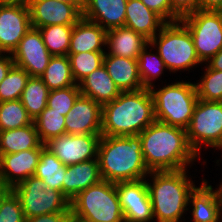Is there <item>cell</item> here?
<instances>
[{
	"mask_svg": "<svg viewBox=\"0 0 222 222\" xmlns=\"http://www.w3.org/2000/svg\"><path fill=\"white\" fill-rule=\"evenodd\" d=\"M139 137L142 141L143 158L150 172L198 168V165H204V160L191 148L184 128L155 120Z\"/></svg>",
	"mask_w": 222,
	"mask_h": 222,
	"instance_id": "obj_1",
	"label": "cell"
},
{
	"mask_svg": "<svg viewBox=\"0 0 222 222\" xmlns=\"http://www.w3.org/2000/svg\"><path fill=\"white\" fill-rule=\"evenodd\" d=\"M204 174V165H200L199 168L150 172L145 181L154 221L185 222L190 193L204 179Z\"/></svg>",
	"mask_w": 222,
	"mask_h": 222,
	"instance_id": "obj_2",
	"label": "cell"
},
{
	"mask_svg": "<svg viewBox=\"0 0 222 222\" xmlns=\"http://www.w3.org/2000/svg\"><path fill=\"white\" fill-rule=\"evenodd\" d=\"M155 120L150 89L121 92L102 106L101 136L139 135Z\"/></svg>",
	"mask_w": 222,
	"mask_h": 222,
	"instance_id": "obj_3",
	"label": "cell"
},
{
	"mask_svg": "<svg viewBox=\"0 0 222 222\" xmlns=\"http://www.w3.org/2000/svg\"><path fill=\"white\" fill-rule=\"evenodd\" d=\"M100 174L108 182H127L145 179L148 170L139 135L101 136L98 144Z\"/></svg>",
	"mask_w": 222,
	"mask_h": 222,
	"instance_id": "obj_4",
	"label": "cell"
},
{
	"mask_svg": "<svg viewBox=\"0 0 222 222\" xmlns=\"http://www.w3.org/2000/svg\"><path fill=\"white\" fill-rule=\"evenodd\" d=\"M149 43L158 52L169 73L175 75L174 78L193 79L203 65L191 33L180 20L166 23Z\"/></svg>",
	"mask_w": 222,
	"mask_h": 222,
	"instance_id": "obj_5",
	"label": "cell"
},
{
	"mask_svg": "<svg viewBox=\"0 0 222 222\" xmlns=\"http://www.w3.org/2000/svg\"><path fill=\"white\" fill-rule=\"evenodd\" d=\"M155 119L159 122L186 129L198 101L192 78H174L150 88Z\"/></svg>",
	"mask_w": 222,
	"mask_h": 222,
	"instance_id": "obj_6",
	"label": "cell"
},
{
	"mask_svg": "<svg viewBox=\"0 0 222 222\" xmlns=\"http://www.w3.org/2000/svg\"><path fill=\"white\" fill-rule=\"evenodd\" d=\"M186 133L191 148L202 160L211 151L212 158L219 153L222 157V101L198 99Z\"/></svg>",
	"mask_w": 222,
	"mask_h": 222,
	"instance_id": "obj_7",
	"label": "cell"
},
{
	"mask_svg": "<svg viewBox=\"0 0 222 222\" xmlns=\"http://www.w3.org/2000/svg\"><path fill=\"white\" fill-rule=\"evenodd\" d=\"M71 214L87 222H125L116 183L101 180L70 201Z\"/></svg>",
	"mask_w": 222,
	"mask_h": 222,
	"instance_id": "obj_8",
	"label": "cell"
},
{
	"mask_svg": "<svg viewBox=\"0 0 222 222\" xmlns=\"http://www.w3.org/2000/svg\"><path fill=\"white\" fill-rule=\"evenodd\" d=\"M12 191L19 198L25 218L57 212H71L70 201L62 192L48 188V185L30 176L15 185Z\"/></svg>",
	"mask_w": 222,
	"mask_h": 222,
	"instance_id": "obj_9",
	"label": "cell"
},
{
	"mask_svg": "<svg viewBox=\"0 0 222 222\" xmlns=\"http://www.w3.org/2000/svg\"><path fill=\"white\" fill-rule=\"evenodd\" d=\"M180 21L191 33L196 53L203 64L222 49V11L198 9Z\"/></svg>",
	"mask_w": 222,
	"mask_h": 222,
	"instance_id": "obj_10",
	"label": "cell"
},
{
	"mask_svg": "<svg viewBox=\"0 0 222 222\" xmlns=\"http://www.w3.org/2000/svg\"><path fill=\"white\" fill-rule=\"evenodd\" d=\"M32 27L27 2L0 3V53H12Z\"/></svg>",
	"mask_w": 222,
	"mask_h": 222,
	"instance_id": "obj_11",
	"label": "cell"
},
{
	"mask_svg": "<svg viewBox=\"0 0 222 222\" xmlns=\"http://www.w3.org/2000/svg\"><path fill=\"white\" fill-rule=\"evenodd\" d=\"M101 134H64L50 139L45 147L64 165L97 159Z\"/></svg>",
	"mask_w": 222,
	"mask_h": 222,
	"instance_id": "obj_12",
	"label": "cell"
},
{
	"mask_svg": "<svg viewBox=\"0 0 222 222\" xmlns=\"http://www.w3.org/2000/svg\"><path fill=\"white\" fill-rule=\"evenodd\" d=\"M116 191L125 222H155L145 179L117 182Z\"/></svg>",
	"mask_w": 222,
	"mask_h": 222,
	"instance_id": "obj_13",
	"label": "cell"
},
{
	"mask_svg": "<svg viewBox=\"0 0 222 222\" xmlns=\"http://www.w3.org/2000/svg\"><path fill=\"white\" fill-rule=\"evenodd\" d=\"M11 56L16 66L24 69L29 76L36 77H40L52 58L44 44L41 32L33 27L20 40Z\"/></svg>",
	"mask_w": 222,
	"mask_h": 222,
	"instance_id": "obj_14",
	"label": "cell"
},
{
	"mask_svg": "<svg viewBox=\"0 0 222 222\" xmlns=\"http://www.w3.org/2000/svg\"><path fill=\"white\" fill-rule=\"evenodd\" d=\"M31 25L41 28L50 25H75L82 11L72 3L54 0H27Z\"/></svg>",
	"mask_w": 222,
	"mask_h": 222,
	"instance_id": "obj_15",
	"label": "cell"
},
{
	"mask_svg": "<svg viewBox=\"0 0 222 222\" xmlns=\"http://www.w3.org/2000/svg\"><path fill=\"white\" fill-rule=\"evenodd\" d=\"M102 105L80 95L65 116L66 134H101Z\"/></svg>",
	"mask_w": 222,
	"mask_h": 222,
	"instance_id": "obj_16",
	"label": "cell"
},
{
	"mask_svg": "<svg viewBox=\"0 0 222 222\" xmlns=\"http://www.w3.org/2000/svg\"><path fill=\"white\" fill-rule=\"evenodd\" d=\"M44 147L0 155V182L11 189L35 174Z\"/></svg>",
	"mask_w": 222,
	"mask_h": 222,
	"instance_id": "obj_17",
	"label": "cell"
},
{
	"mask_svg": "<svg viewBox=\"0 0 222 222\" xmlns=\"http://www.w3.org/2000/svg\"><path fill=\"white\" fill-rule=\"evenodd\" d=\"M185 222H222L216 191L205 178L190 193Z\"/></svg>",
	"mask_w": 222,
	"mask_h": 222,
	"instance_id": "obj_18",
	"label": "cell"
},
{
	"mask_svg": "<svg viewBox=\"0 0 222 222\" xmlns=\"http://www.w3.org/2000/svg\"><path fill=\"white\" fill-rule=\"evenodd\" d=\"M127 0H84L82 17L106 31L124 27Z\"/></svg>",
	"mask_w": 222,
	"mask_h": 222,
	"instance_id": "obj_19",
	"label": "cell"
},
{
	"mask_svg": "<svg viewBox=\"0 0 222 222\" xmlns=\"http://www.w3.org/2000/svg\"><path fill=\"white\" fill-rule=\"evenodd\" d=\"M101 180L98 158L66 165L62 193L71 201L78 193L99 183Z\"/></svg>",
	"mask_w": 222,
	"mask_h": 222,
	"instance_id": "obj_20",
	"label": "cell"
},
{
	"mask_svg": "<svg viewBox=\"0 0 222 222\" xmlns=\"http://www.w3.org/2000/svg\"><path fill=\"white\" fill-rule=\"evenodd\" d=\"M106 35L107 31L99 24L82 17L73 26L68 54L105 52Z\"/></svg>",
	"mask_w": 222,
	"mask_h": 222,
	"instance_id": "obj_21",
	"label": "cell"
},
{
	"mask_svg": "<svg viewBox=\"0 0 222 222\" xmlns=\"http://www.w3.org/2000/svg\"><path fill=\"white\" fill-rule=\"evenodd\" d=\"M149 43L143 35L126 27L107 31L105 55L138 59L141 50Z\"/></svg>",
	"mask_w": 222,
	"mask_h": 222,
	"instance_id": "obj_22",
	"label": "cell"
},
{
	"mask_svg": "<svg viewBox=\"0 0 222 222\" xmlns=\"http://www.w3.org/2000/svg\"><path fill=\"white\" fill-rule=\"evenodd\" d=\"M165 24L166 22L141 0H127L124 27L134 30L150 41Z\"/></svg>",
	"mask_w": 222,
	"mask_h": 222,
	"instance_id": "obj_23",
	"label": "cell"
},
{
	"mask_svg": "<svg viewBox=\"0 0 222 222\" xmlns=\"http://www.w3.org/2000/svg\"><path fill=\"white\" fill-rule=\"evenodd\" d=\"M103 65L121 92L138 91L144 88L137 59L105 55Z\"/></svg>",
	"mask_w": 222,
	"mask_h": 222,
	"instance_id": "obj_24",
	"label": "cell"
},
{
	"mask_svg": "<svg viewBox=\"0 0 222 222\" xmlns=\"http://www.w3.org/2000/svg\"><path fill=\"white\" fill-rule=\"evenodd\" d=\"M78 85L81 95L92 98L102 106L115 100L121 93L104 65L95 69Z\"/></svg>",
	"mask_w": 222,
	"mask_h": 222,
	"instance_id": "obj_25",
	"label": "cell"
},
{
	"mask_svg": "<svg viewBox=\"0 0 222 222\" xmlns=\"http://www.w3.org/2000/svg\"><path fill=\"white\" fill-rule=\"evenodd\" d=\"M137 61L144 88L150 89L152 86L160 84V82L161 84L167 83V81L170 82L174 79L162 58L150 43L141 50ZM164 77H168V79Z\"/></svg>",
	"mask_w": 222,
	"mask_h": 222,
	"instance_id": "obj_26",
	"label": "cell"
},
{
	"mask_svg": "<svg viewBox=\"0 0 222 222\" xmlns=\"http://www.w3.org/2000/svg\"><path fill=\"white\" fill-rule=\"evenodd\" d=\"M45 147L39 138L34 122L24 127L0 131V155Z\"/></svg>",
	"mask_w": 222,
	"mask_h": 222,
	"instance_id": "obj_27",
	"label": "cell"
},
{
	"mask_svg": "<svg viewBox=\"0 0 222 222\" xmlns=\"http://www.w3.org/2000/svg\"><path fill=\"white\" fill-rule=\"evenodd\" d=\"M66 172L64 165L46 147L42 149L34 176L44 181L48 188L62 192L63 179Z\"/></svg>",
	"mask_w": 222,
	"mask_h": 222,
	"instance_id": "obj_28",
	"label": "cell"
},
{
	"mask_svg": "<svg viewBox=\"0 0 222 222\" xmlns=\"http://www.w3.org/2000/svg\"><path fill=\"white\" fill-rule=\"evenodd\" d=\"M40 78L50 91L78 85L73 78L67 55L52 56Z\"/></svg>",
	"mask_w": 222,
	"mask_h": 222,
	"instance_id": "obj_29",
	"label": "cell"
},
{
	"mask_svg": "<svg viewBox=\"0 0 222 222\" xmlns=\"http://www.w3.org/2000/svg\"><path fill=\"white\" fill-rule=\"evenodd\" d=\"M49 92V88L40 77L28 78L20 100L33 121L47 107Z\"/></svg>",
	"mask_w": 222,
	"mask_h": 222,
	"instance_id": "obj_30",
	"label": "cell"
},
{
	"mask_svg": "<svg viewBox=\"0 0 222 222\" xmlns=\"http://www.w3.org/2000/svg\"><path fill=\"white\" fill-rule=\"evenodd\" d=\"M198 73L193 78L198 99L222 101V71L210 69L206 64H203Z\"/></svg>",
	"mask_w": 222,
	"mask_h": 222,
	"instance_id": "obj_31",
	"label": "cell"
},
{
	"mask_svg": "<svg viewBox=\"0 0 222 222\" xmlns=\"http://www.w3.org/2000/svg\"><path fill=\"white\" fill-rule=\"evenodd\" d=\"M74 25H50L39 29L44 44L52 56L68 55Z\"/></svg>",
	"mask_w": 222,
	"mask_h": 222,
	"instance_id": "obj_32",
	"label": "cell"
},
{
	"mask_svg": "<svg viewBox=\"0 0 222 222\" xmlns=\"http://www.w3.org/2000/svg\"><path fill=\"white\" fill-rule=\"evenodd\" d=\"M43 144L50 139L66 134L65 116L46 107L33 121Z\"/></svg>",
	"mask_w": 222,
	"mask_h": 222,
	"instance_id": "obj_33",
	"label": "cell"
},
{
	"mask_svg": "<svg viewBox=\"0 0 222 222\" xmlns=\"http://www.w3.org/2000/svg\"><path fill=\"white\" fill-rule=\"evenodd\" d=\"M32 123L33 120L20 99L0 102V131L16 129Z\"/></svg>",
	"mask_w": 222,
	"mask_h": 222,
	"instance_id": "obj_34",
	"label": "cell"
},
{
	"mask_svg": "<svg viewBox=\"0 0 222 222\" xmlns=\"http://www.w3.org/2000/svg\"><path fill=\"white\" fill-rule=\"evenodd\" d=\"M71 71L76 84L103 65L105 52H80L68 54Z\"/></svg>",
	"mask_w": 222,
	"mask_h": 222,
	"instance_id": "obj_35",
	"label": "cell"
},
{
	"mask_svg": "<svg viewBox=\"0 0 222 222\" xmlns=\"http://www.w3.org/2000/svg\"><path fill=\"white\" fill-rule=\"evenodd\" d=\"M29 77L24 69L14 65L0 82V102L19 100Z\"/></svg>",
	"mask_w": 222,
	"mask_h": 222,
	"instance_id": "obj_36",
	"label": "cell"
},
{
	"mask_svg": "<svg viewBox=\"0 0 222 222\" xmlns=\"http://www.w3.org/2000/svg\"><path fill=\"white\" fill-rule=\"evenodd\" d=\"M80 95L79 85L51 90L47 99V107L66 116Z\"/></svg>",
	"mask_w": 222,
	"mask_h": 222,
	"instance_id": "obj_37",
	"label": "cell"
},
{
	"mask_svg": "<svg viewBox=\"0 0 222 222\" xmlns=\"http://www.w3.org/2000/svg\"><path fill=\"white\" fill-rule=\"evenodd\" d=\"M0 222H25L21 202L13 191L1 203Z\"/></svg>",
	"mask_w": 222,
	"mask_h": 222,
	"instance_id": "obj_38",
	"label": "cell"
},
{
	"mask_svg": "<svg viewBox=\"0 0 222 222\" xmlns=\"http://www.w3.org/2000/svg\"><path fill=\"white\" fill-rule=\"evenodd\" d=\"M172 22L198 10V0H171Z\"/></svg>",
	"mask_w": 222,
	"mask_h": 222,
	"instance_id": "obj_39",
	"label": "cell"
},
{
	"mask_svg": "<svg viewBox=\"0 0 222 222\" xmlns=\"http://www.w3.org/2000/svg\"><path fill=\"white\" fill-rule=\"evenodd\" d=\"M215 158V160H213L212 162H214L213 163V166H212V170H211V168H209V166L207 165V164H209L210 163V160H208L209 158H206V160H204V173H207V174H204V178L210 183V184H213L214 186H213V188L215 189V191H216V194H217V197H218V200H219V203H220V210H221V218H222V170H221V172H220V176L221 177H218V181H217V183L215 182V179L214 178H212V175H211V179L213 180H211V179H209L210 177H209V169H210V173H212L214 170H213V167H214V165H215V172L219 169H222V167H221V165H222V157H220L219 155H218V158L217 157H214ZM208 166V167H207ZM220 167V168H219ZM209 168V169H208ZM206 169H208V170H206ZM212 171V172H211ZM207 176V177H206ZM212 182V183H211ZM215 183V184H214Z\"/></svg>",
	"mask_w": 222,
	"mask_h": 222,
	"instance_id": "obj_40",
	"label": "cell"
},
{
	"mask_svg": "<svg viewBox=\"0 0 222 222\" xmlns=\"http://www.w3.org/2000/svg\"><path fill=\"white\" fill-rule=\"evenodd\" d=\"M150 10L158 14L166 23L172 22L171 0H141Z\"/></svg>",
	"mask_w": 222,
	"mask_h": 222,
	"instance_id": "obj_41",
	"label": "cell"
},
{
	"mask_svg": "<svg viewBox=\"0 0 222 222\" xmlns=\"http://www.w3.org/2000/svg\"><path fill=\"white\" fill-rule=\"evenodd\" d=\"M71 212H57L25 218V222H67Z\"/></svg>",
	"mask_w": 222,
	"mask_h": 222,
	"instance_id": "obj_42",
	"label": "cell"
},
{
	"mask_svg": "<svg viewBox=\"0 0 222 222\" xmlns=\"http://www.w3.org/2000/svg\"><path fill=\"white\" fill-rule=\"evenodd\" d=\"M10 53H0V82L7 76L9 70L14 66Z\"/></svg>",
	"mask_w": 222,
	"mask_h": 222,
	"instance_id": "obj_43",
	"label": "cell"
},
{
	"mask_svg": "<svg viewBox=\"0 0 222 222\" xmlns=\"http://www.w3.org/2000/svg\"><path fill=\"white\" fill-rule=\"evenodd\" d=\"M198 9L222 11V0H198Z\"/></svg>",
	"mask_w": 222,
	"mask_h": 222,
	"instance_id": "obj_44",
	"label": "cell"
},
{
	"mask_svg": "<svg viewBox=\"0 0 222 222\" xmlns=\"http://www.w3.org/2000/svg\"><path fill=\"white\" fill-rule=\"evenodd\" d=\"M210 69L222 71V49L205 63Z\"/></svg>",
	"mask_w": 222,
	"mask_h": 222,
	"instance_id": "obj_45",
	"label": "cell"
},
{
	"mask_svg": "<svg viewBox=\"0 0 222 222\" xmlns=\"http://www.w3.org/2000/svg\"><path fill=\"white\" fill-rule=\"evenodd\" d=\"M12 191V189L0 182V206L3 199Z\"/></svg>",
	"mask_w": 222,
	"mask_h": 222,
	"instance_id": "obj_46",
	"label": "cell"
},
{
	"mask_svg": "<svg viewBox=\"0 0 222 222\" xmlns=\"http://www.w3.org/2000/svg\"><path fill=\"white\" fill-rule=\"evenodd\" d=\"M75 4L81 11H83L84 0H54Z\"/></svg>",
	"mask_w": 222,
	"mask_h": 222,
	"instance_id": "obj_47",
	"label": "cell"
},
{
	"mask_svg": "<svg viewBox=\"0 0 222 222\" xmlns=\"http://www.w3.org/2000/svg\"><path fill=\"white\" fill-rule=\"evenodd\" d=\"M67 222H87V221L77 218L71 214Z\"/></svg>",
	"mask_w": 222,
	"mask_h": 222,
	"instance_id": "obj_48",
	"label": "cell"
},
{
	"mask_svg": "<svg viewBox=\"0 0 222 222\" xmlns=\"http://www.w3.org/2000/svg\"><path fill=\"white\" fill-rule=\"evenodd\" d=\"M2 2H27V0H0V3Z\"/></svg>",
	"mask_w": 222,
	"mask_h": 222,
	"instance_id": "obj_49",
	"label": "cell"
}]
</instances>
